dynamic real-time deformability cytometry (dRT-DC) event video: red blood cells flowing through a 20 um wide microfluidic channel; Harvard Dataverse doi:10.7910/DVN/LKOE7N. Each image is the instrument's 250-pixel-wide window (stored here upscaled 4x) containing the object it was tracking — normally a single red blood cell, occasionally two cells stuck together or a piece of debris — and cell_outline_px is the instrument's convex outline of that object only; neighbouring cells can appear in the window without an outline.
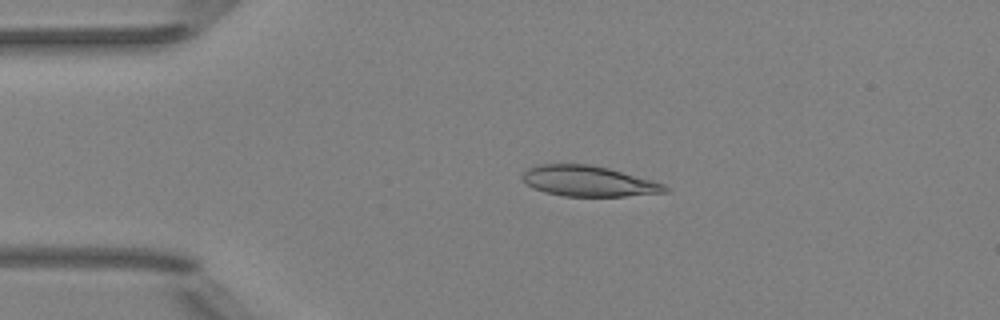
{"species": "Egyptian fruit bat (a non-hibernating species)", "species_latin": "Rousettus aegyptiacus", "temperature_condition": "room temperature", "stored_images_in_passage": 52, "camera_frame_rate_fps": 3000, "um_per_image_px": 0.085, "animal": {"sex": "female"}, "frame": {"image": 1, "passage_image": 11, "time_ms": 3.333, "image_size_px": [1000, 320], "cell_outline_px": [[668, 192], [624, 196], [564, 196], [544, 192], [532, 188], [524, 184], [520, 176], [528, 168], [540, 164], [588, 164], [608, 168], [652, 180], [664, 184], [668, 188]], "centroid_in_image_um": [49.96, 15.4], "position_along_channel_um": 35.0, "area_um2": 25.43}}
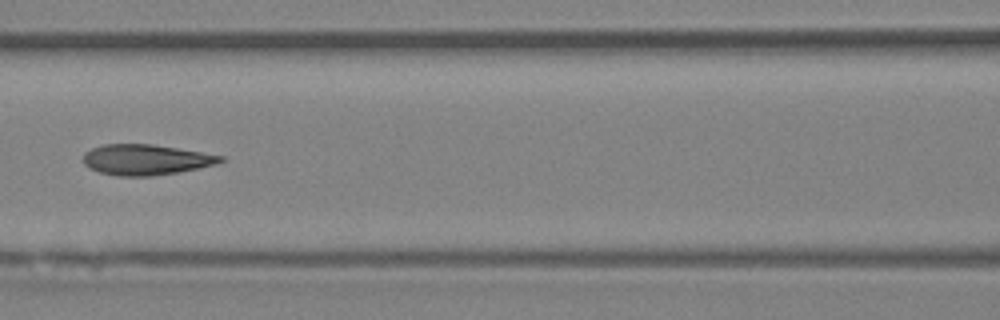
{"frame": {"image": 2, "passage_image": 23, "time_ms": 7.333, "image_size_px": [1000, 320], "cell_outline_px": [[224, 160], [216, 164], [200, 168], [180, 172], [152, 176], [116, 176], [100, 172], [88, 168], [84, 164], [84, 152], [92, 148], [104, 144], [152, 144], [224, 156]], "centroid_in_image_um": [12.38, 13.58], "position_along_channel_um": 154.2, "area_um2": 24.45}}
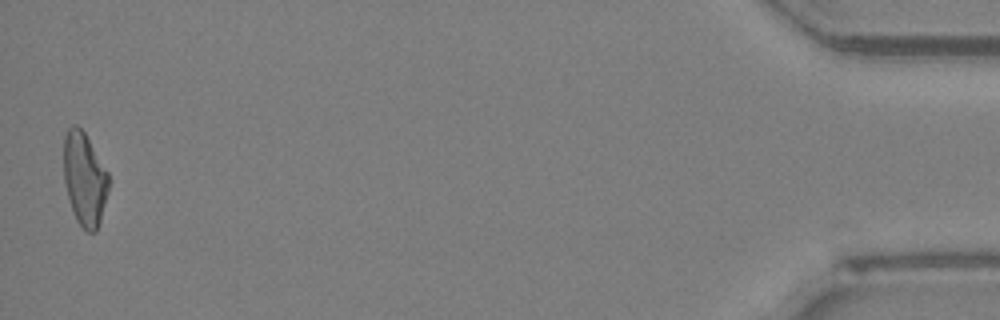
{"frame": {"image": 3, "passage_image": 51, "time_ms": 16.667, "image_size_px": [1000, 320], "cell_outline_px": [[108, 192], [100, 220], [96, 232], [88, 232], [76, 220], [68, 196], [64, 180], [64, 136], [68, 128], [72, 124], [76, 124], [84, 132], [108, 172]], "centroid_in_image_um": [7.18, 15.19], "position_along_channel_um": 428.0, "area_um2": 24.1}, "authors_computed_cell_mechanics": {"area_um2": 24.4494, "velocity_mm_per_s": 3.9571, "shape_relaxation_time_tau1_ms": null, "shape_relaxation_time_tau2_ms": 2.1386, "deformation_change_tau1": null, "deformation_change_tau2": 0.1066}}